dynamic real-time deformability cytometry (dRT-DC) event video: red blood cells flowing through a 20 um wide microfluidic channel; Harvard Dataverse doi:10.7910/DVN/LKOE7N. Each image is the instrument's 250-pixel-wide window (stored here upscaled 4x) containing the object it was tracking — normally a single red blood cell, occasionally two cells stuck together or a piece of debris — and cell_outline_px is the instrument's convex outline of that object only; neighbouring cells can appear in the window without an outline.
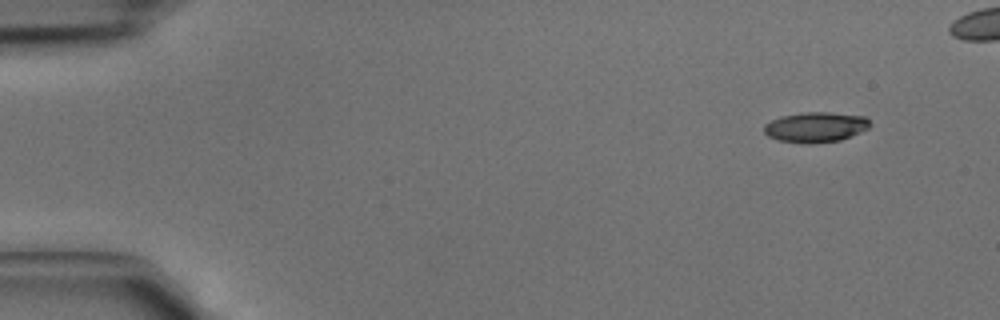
{"species": "common noctule bat (a hibernating species)", "species_latin": "Nyctalus noctula", "temperature_condition": "cold", "stored_images_in_passage": 4, "camera_frame_rate_fps": 3000, "um_per_image_px": 0.085, "animal": {"sex": "male", "body_mass_g": 15.6}, "frame": {"image": 1, "passage_image": 1, "time_ms": 0.0, "image_size_px": [1000, 320], "cell_outline_px": [[872, 124], [868, 128], [860, 132], [840, 140], [808, 144], [780, 140], [768, 136], [764, 132], [764, 124], [780, 116], [804, 112], [828, 112], [864, 116]], "centroid_in_image_um": [69.32, 10.8], "position_along_channel_um": 15.7, "area_um2": 18.55}}